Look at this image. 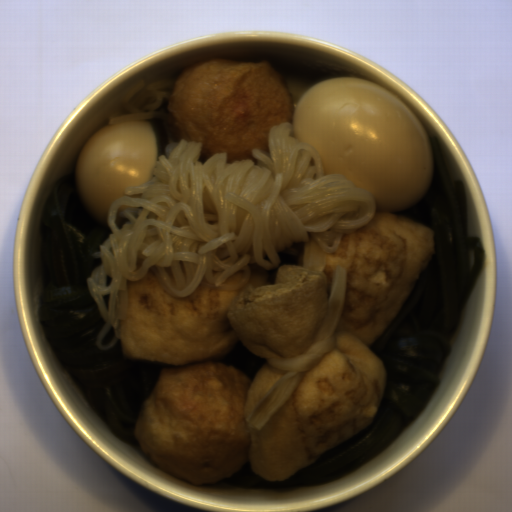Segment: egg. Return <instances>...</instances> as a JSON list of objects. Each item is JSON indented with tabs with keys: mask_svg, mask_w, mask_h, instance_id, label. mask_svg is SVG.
<instances>
[{
	"mask_svg": "<svg viewBox=\"0 0 512 512\" xmlns=\"http://www.w3.org/2000/svg\"><path fill=\"white\" fill-rule=\"evenodd\" d=\"M293 137L318 151L323 177L342 175L377 211L397 214L427 196L433 150L408 104L360 78H325L292 115Z\"/></svg>",
	"mask_w": 512,
	"mask_h": 512,
	"instance_id": "1",
	"label": "egg"
},
{
	"mask_svg": "<svg viewBox=\"0 0 512 512\" xmlns=\"http://www.w3.org/2000/svg\"><path fill=\"white\" fill-rule=\"evenodd\" d=\"M157 157V130L116 122L91 133L77 158L74 183L93 218L105 221L122 193L146 184Z\"/></svg>",
	"mask_w": 512,
	"mask_h": 512,
	"instance_id": "2",
	"label": "egg"
}]
</instances>
